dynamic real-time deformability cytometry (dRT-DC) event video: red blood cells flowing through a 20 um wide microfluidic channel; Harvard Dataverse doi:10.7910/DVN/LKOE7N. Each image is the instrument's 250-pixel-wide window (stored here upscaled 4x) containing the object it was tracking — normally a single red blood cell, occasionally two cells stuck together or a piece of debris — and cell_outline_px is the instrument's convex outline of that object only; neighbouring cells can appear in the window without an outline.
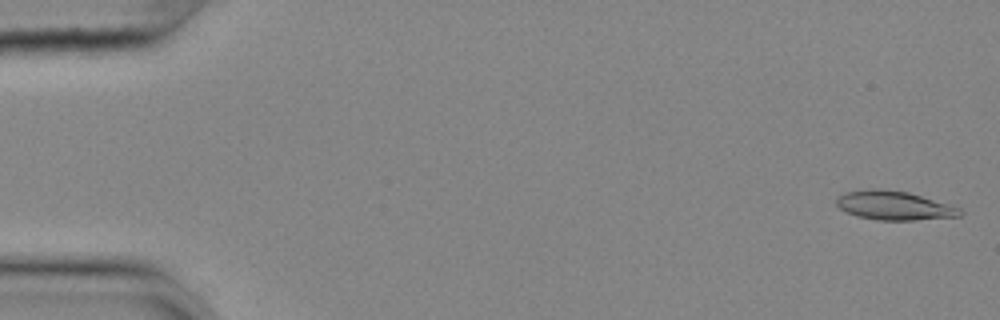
{"species": "common noctule bat (a hibernating species)", "species_latin": "Nyctalus noctula", "temperature_condition": "cold", "stored_images_in_passage": 57, "segment_of_instrument_passage": [1, 2], "camera_frame_rate_fps": 3000, "um_per_image_px": 0.085, "animal": {"sex": "female", "body_mass_g": 25.1}, "frame": {"image": 1, "passage_image": 2, "time_ms": 0.333, "image_size_px": [1000, 320], "cell_outline_px": [[964, 212], [960, 216], [912, 220], [876, 220], [856, 216], [844, 212], [836, 204], [836, 196], [844, 192], [872, 188], [880, 188], [908, 192], [948, 204], [960, 208]], "centroid_in_image_um": [75.94, 17.46], "position_along_channel_um": 9.1, "area_um2": 20.98}}
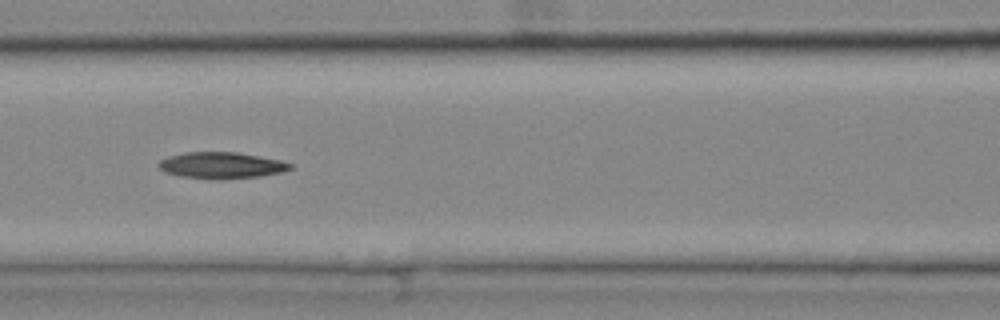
{"frame": {"image": 2, "passage_image": 25, "time_ms": 8.0, "image_size_px": [1000, 320], "cell_outline_px": [[292, 168], [284, 172], [260, 176], [224, 180], [212, 180], [180, 176], [164, 172], [156, 164], [160, 160], [168, 156], [188, 152], [236, 152], [280, 160], [292, 164]], "centroid_in_image_um": [18.81, 14.07], "position_along_channel_um": 147.8, "area_um2": 20.46}}
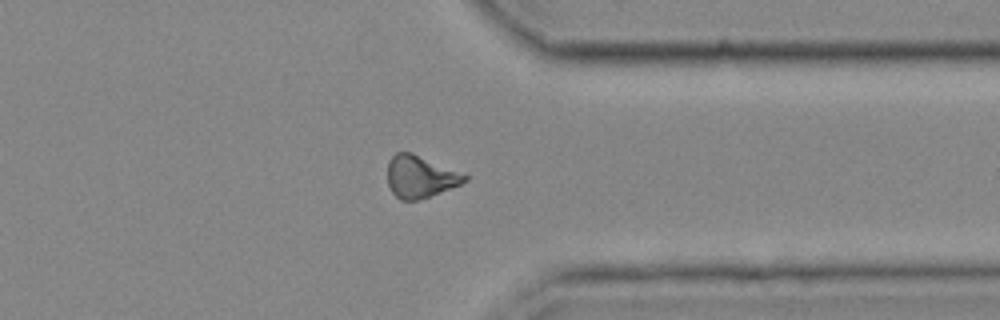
{"frame": {"image": 3, "passage_image": 44, "time_ms": 14.333, "image_size_px": [1000, 320], "cell_outline_px": [[468, 180], [460, 184], [428, 196], [416, 200], [400, 200], [392, 192], [388, 184], [388, 160], [396, 152], [412, 152], [468, 176]], "centroid_in_image_um": [35.67, 15.0], "position_along_channel_um": 375.7, "area_um2": 18.55}}